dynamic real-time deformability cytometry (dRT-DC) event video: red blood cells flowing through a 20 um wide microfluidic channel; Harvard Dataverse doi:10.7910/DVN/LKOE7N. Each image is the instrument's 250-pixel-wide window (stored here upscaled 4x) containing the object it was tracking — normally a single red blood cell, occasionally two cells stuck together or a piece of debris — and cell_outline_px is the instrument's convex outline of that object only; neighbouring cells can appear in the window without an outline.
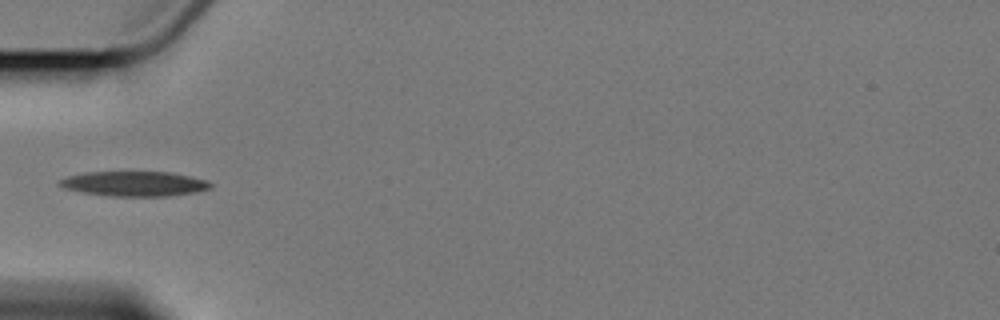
{"species": "Egyptian fruit bat (a non-hibernating species)", "species_latin": "Rousettus aegyptiacus", "temperature_condition": "cold", "stored_images_in_passage": 11, "camera_frame_rate_fps": 3000, "um_per_image_px": 0.085, "animal": {"sex": "female"}, "frame": {"image": 1, "passage_image": 4, "time_ms": 3.667, "image_size_px": [1000, 320], "cell_outline_px": [[212, 188], [196, 192], [168, 196], [112, 196], [84, 192], [64, 188], [56, 184], [60, 180], [68, 176], [84, 172], [168, 172], [188, 176], [204, 180], [212, 184]], "centroid_in_image_um": [11.4, 15.62], "position_along_channel_um": 73.6, "area_um2": 21.68}}
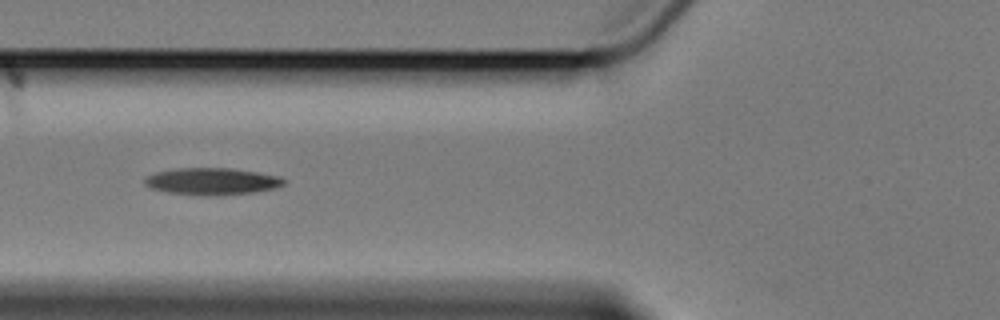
{"frame": {"image": 2, "passage_image": 5, "time_ms": 4.667, "image_size_px": [1000, 320], "cell_outline_px": [[288, 180], [284, 184], [276, 188], [256, 192], [220, 196], [196, 196], [168, 192], [152, 188], [144, 184], [144, 180], [148, 176], [156, 172], [176, 168], [232, 168], [280, 176]], "centroid_in_image_um": [18.06, 15.43], "position_along_channel_um": 107.7, "area_um2": 22.2}}